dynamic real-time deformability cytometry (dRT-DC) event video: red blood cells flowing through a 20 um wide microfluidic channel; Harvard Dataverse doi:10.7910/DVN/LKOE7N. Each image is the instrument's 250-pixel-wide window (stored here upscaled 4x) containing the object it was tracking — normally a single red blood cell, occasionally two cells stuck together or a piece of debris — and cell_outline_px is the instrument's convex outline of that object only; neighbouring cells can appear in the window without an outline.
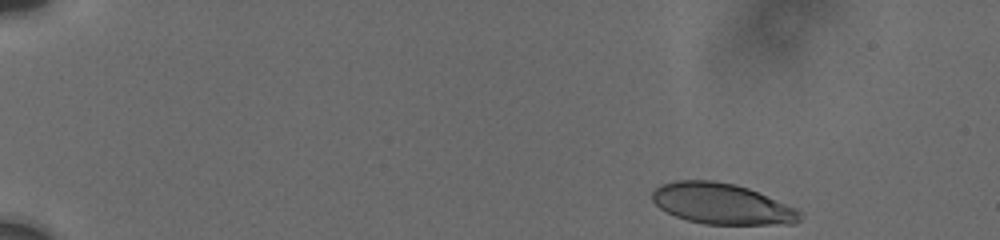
{"species": "human", "species_latin": "Homo sapiens", "temperature_condition": "cold", "stored_images_in_passage": 9, "camera_frame_rate_fps": 3000, "um_per_image_px": 0.085, "donor": {"sex": "male"}, "frame": {"image": 1, "passage_image": 1, "time_ms": 0.0, "image_size_px": [1000, 240], "cell_outline_px": [[804, 216], [796, 224], [704, 224], [688, 220], [676, 216], [660, 208], [652, 200], [652, 192], [660, 184], [676, 180], [712, 180], [736, 184], [748, 188], [796, 208], [804, 212]], "centroid_in_image_um": [61.39, 17.32], "position_along_channel_um": 23.6, "area_um2": 35.26}}
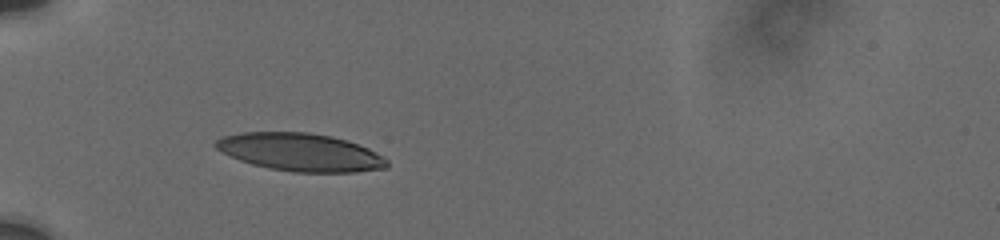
{"frame": {"image": 2, "passage_image": 8, "time_ms": 4.0, "image_size_px": [1000, 240], "cell_outline_px": [[388, 168], [356, 172], [292, 172], [268, 168], [252, 164], [240, 160], [220, 152], [212, 144], [216, 140], [224, 136], [244, 132], [308, 132], [332, 136], [348, 140], [368, 148], [376, 152], [388, 160]], "centroid_in_image_um": [25.54, 12.94], "position_along_channel_um": 59.5, "area_um2": 37.97}}